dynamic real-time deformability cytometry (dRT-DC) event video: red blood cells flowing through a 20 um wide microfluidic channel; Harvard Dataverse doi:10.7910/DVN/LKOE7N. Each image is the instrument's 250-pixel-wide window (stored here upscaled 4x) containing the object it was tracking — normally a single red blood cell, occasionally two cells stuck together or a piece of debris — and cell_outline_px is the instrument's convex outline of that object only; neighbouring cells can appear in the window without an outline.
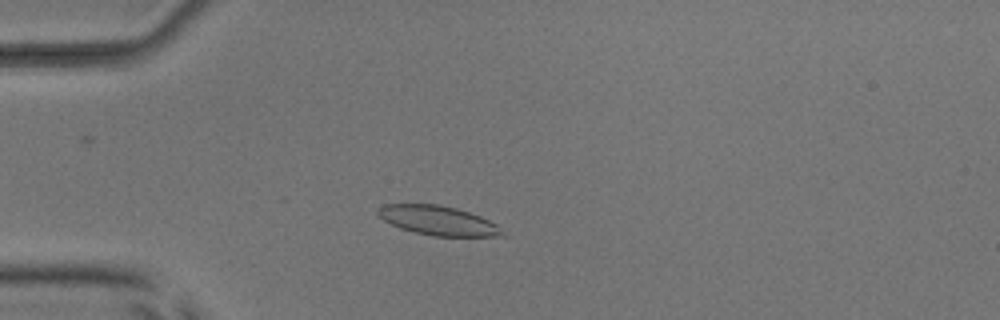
{"species": "common noctule bat (a hibernating species)", "species_latin": "Nyctalus noctula", "temperature_condition": "room temperature", "stored_images_in_passage": 39, "camera_frame_rate_fps": 3000, "um_per_image_px": 0.085, "animal": {"sex": "male", "body_mass_g": 17.9, "forearm_length_mm": 54.2}, "frame": {"image": 1, "passage_image": 12, "time_ms": 3.667, "image_size_px": [1000, 320], "cell_outline_px": [[508, 236], [432, 236], [412, 232], [400, 228], [384, 220], [376, 212], [376, 208], [384, 204], [440, 204], [456, 208], [480, 216], [496, 224]], "centroid_in_image_um": [37.22, 18.74], "position_along_channel_um": 47.8, "area_um2": 21.33}}
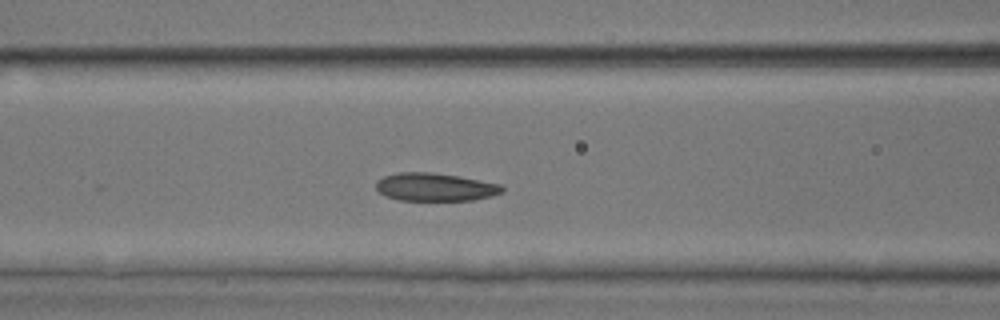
{"frame": {"image": 2, "passage_image": 20, "time_ms": 6.333, "image_size_px": [1000, 320], "cell_outline_px": [[504, 192], [492, 196], [472, 200], [400, 200], [384, 196], [376, 188], [376, 180], [384, 176], [400, 172], [432, 172], [460, 176], [500, 184], [504, 188]], "centroid_in_image_um": [36.99, 15.89], "position_along_channel_um": 129.6, "area_um2": 20.69}}
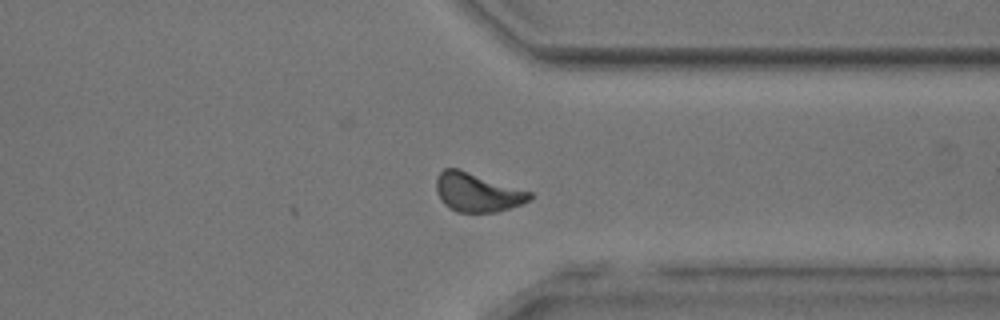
{"frame": {"image": 3, "passage_image": 39, "time_ms": 12.667, "image_size_px": [1000, 320], "cell_outline_px": [[532, 200], [496, 212], [456, 212], [448, 208], [444, 204], [436, 192], [436, 180], [440, 172], [444, 168], [460, 168], [532, 192]], "centroid_in_image_um": [40.56, 16.34], "position_along_channel_um": 370.8, "area_um2": 21.33}, "authors_computed_cell_mechanics": {"area_um2": 21.3282, "velocity_mm_per_s": 3.8203, "shape_relaxation_time_tau1_ms": 3.8616, "shape_relaxation_time_tau2_ms": 2.2683, "deformation_change_tau1": 0.0886, "deformation_change_tau2": 0.0725}}